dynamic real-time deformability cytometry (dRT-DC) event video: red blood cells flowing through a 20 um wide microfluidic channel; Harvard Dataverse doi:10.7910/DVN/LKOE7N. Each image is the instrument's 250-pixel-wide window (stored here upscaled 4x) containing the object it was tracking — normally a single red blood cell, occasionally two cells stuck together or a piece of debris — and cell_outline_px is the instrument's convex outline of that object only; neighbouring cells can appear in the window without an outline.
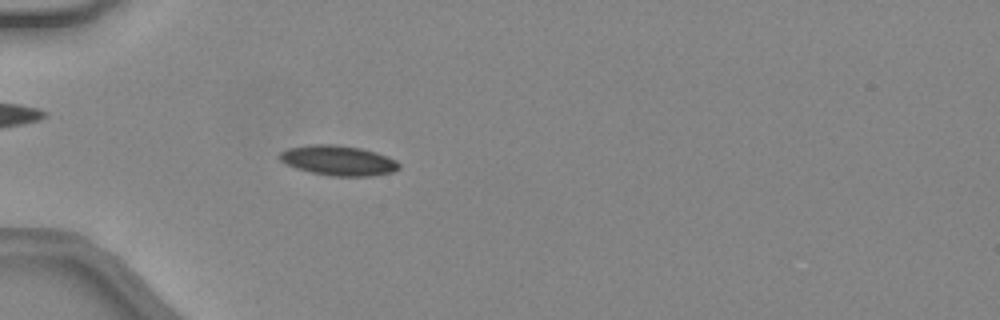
{"species": "common noctule bat (a hibernating species)", "species_latin": "Nyctalus noctula", "temperature_condition": "warm", "stored_images_in_passage": 46, "camera_frame_rate_fps": 3000, "um_per_image_px": 0.085, "animal": {"sex": "female", "body_mass_g": 24.6, "forearm_length_mm": 56.2}, "frame": {"image": 1, "passage_image": 17, "time_ms": 5.333, "image_size_px": [1000, 320], "cell_outline_px": [[400, 168], [392, 172], [368, 176], [332, 176], [312, 172], [296, 168], [280, 160], [280, 152], [288, 148], [312, 144], [336, 144], [360, 148], [376, 152], [388, 156], [396, 160], [400, 164]], "centroid_in_image_um": [28.78, 13.63], "position_along_channel_um": 56.2, "area_um2": 20.75}}
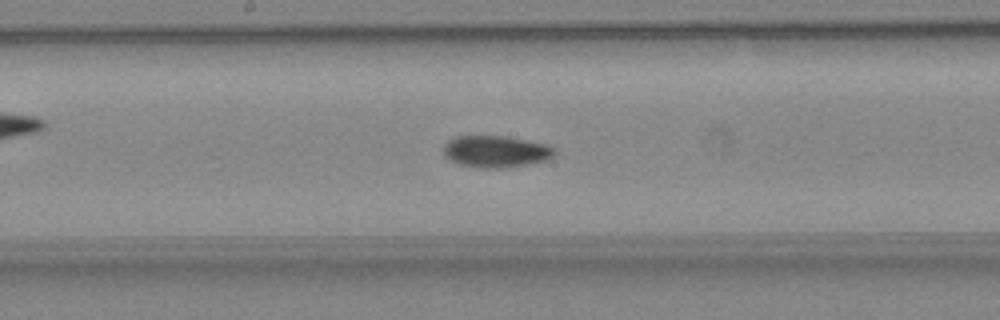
{"frame": {"image": 2, "passage_image": 28, "time_ms": 9.0, "image_size_px": [1000, 320], "cell_outline_px": [[556, 152], [548, 160], [504, 168], [484, 168], [460, 164], [444, 156], [444, 144], [448, 140], [456, 136], [508, 136], [528, 140], [544, 144], [552, 148]], "centroid_in_image_um": [42.13, 12.87], "position_along_channel_um": 206.1, "area_um2": 20.4}}
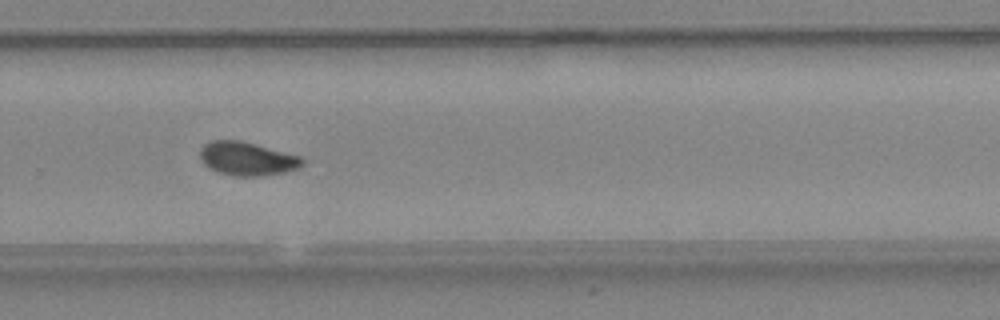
{"frame": {"image": 3, "passage_image": 35, "time_ms": 11.333, "image_size_px": [1000, 320], "cell_outline_px": [[304, 164], [296, 168], [284, 172], [260, 176], [236, 176], [220, 172], [204, 164], [200, 156], [200, 148], [204, 144], [212, 140], [240, 140], [256, 144], [300, 156], [304, 160]], "centroid_in_image_um": [21.0, 13.47], "position_along_channel_um": 308.8, "area_um2": 19.77}, "authors_computed_cell_mechanics": {"area_um2": 19.5075, "velocity_mm_per_s": 4.4302, "shape_relaxation_time_tau1_ms": 5.2879, "shape_relaxation_time_tau2_ms": 3.6261, "deformation_change_tau1": 0.1345, "deformation_change_tau2": 0.0747}}